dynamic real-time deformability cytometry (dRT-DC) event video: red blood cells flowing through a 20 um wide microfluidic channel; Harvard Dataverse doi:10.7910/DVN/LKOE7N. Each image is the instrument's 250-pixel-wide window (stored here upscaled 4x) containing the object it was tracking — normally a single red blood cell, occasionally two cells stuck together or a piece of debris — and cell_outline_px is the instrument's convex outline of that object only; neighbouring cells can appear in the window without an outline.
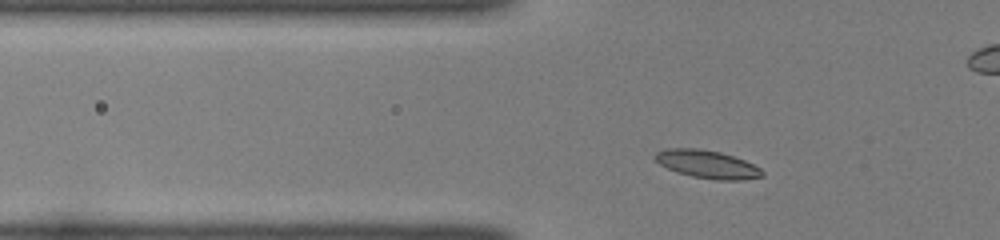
{"species": "common noctule bat (a hibernating species)", "species_latin": "Nyctalus noctula", "temperature_condition": "room temperature", "stored_images_in_passage": 40, "camera_frame_rate_fps": 3000, "um_per_image_px": 0.085, "animal": {"sex": "female", "body_mass_g": 22.0, "forearm_length_mm": 56.7}, "frame": {"image": 1, "passage_image": 7, "time_ms": 2.0, "image_size_px": [1000, 240], "cell_outline_px": [[764, 176], [740, 180], [716, 180], [692, 176], [676, 172], [660, 164], [652, 156], [656, 152], [668, 148], [700, 148], [720, 152], [744, 160], [760, 168], [764, 172]], "centroid_in_image_um": [60.1, 13.96], "position_along_channel_um": 65.7, "area_um2": 17.46}}
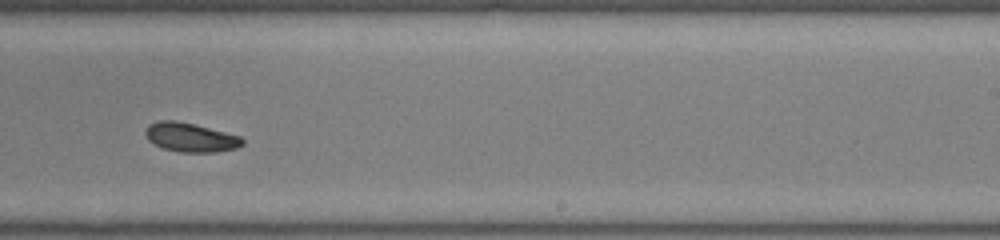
{"frame": {"image": 2, "passage_image": 23, "time_ms": 7.333, "image_size_px": [1000, 240], "cell_outline_px": [[244, 144], [236, 148], [216, 152], [180, 152], [160, 148], [148, 140], [144, 132], [148, 124], [160, 120], [176, 120], [240, 136], [244, 140]], "centroid_in_image_um": [16.15, 11.68], "position_along_channel_um": 272.8, "area_um2": 16.42}}
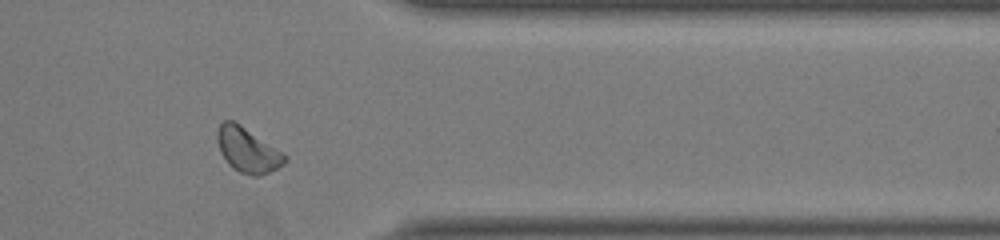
{"frame": {"image": 3, "passage_image": 32, "time_ms": 10.333, "image_size_px": [1000, 240], "cell_outline_px": [[288, 160], [284, 164], [260, 176], [252, 176], [240, 172], [232, 168], [228, 164], [220, 152], [216, 140], [216, 132], [220, 124], [224, 120], [232, 120], [240, 124], [288, 156]], "centroid_in_image_um": [21.02, 12.76], "position_along_channel_um": 390.4, "area_um2": 17.63}, "authors_computed_cell_mechanics": {"area_um2": 16.473, "velocity_mm_per_s": 4.0496, "shape_relaxation_time_tau1_ms": 3.5389, "shape_relaxation_time_tau2_ms": null, "deformation_change_tau1": 0.1038, "deformation_change_tau2": null}}